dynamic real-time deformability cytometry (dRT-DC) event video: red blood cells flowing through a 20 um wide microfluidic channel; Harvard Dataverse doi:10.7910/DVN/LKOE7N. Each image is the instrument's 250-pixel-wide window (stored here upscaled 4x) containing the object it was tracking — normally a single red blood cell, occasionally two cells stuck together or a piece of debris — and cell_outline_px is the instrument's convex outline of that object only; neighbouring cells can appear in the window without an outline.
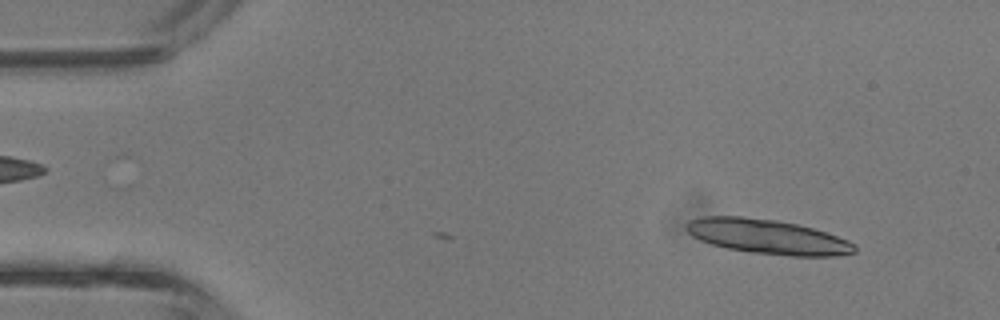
{"species": "common noctule bat (a hibernating species)", "species_latin": "Nyctalus noctula", "temperature_condition": "room temperature", "stored_images_in_passage": 3, "camera_frame_rate_fps": 3000, "um_per_image_px": 0.085, "animal": {"sex": "male", "body_mass_g": 13.3}, "frame": {"image": 1, "passage_image": 3, "time_ms": 0.667, "image_size_px": [1000, 320], "cell_outline_px": [[856, 252], [836, 256], [792, 256], [752, 252], [728, 248], [712, 244], [700, 240], [692, 236], [688, 232], [688, 220], [704, 216], [744, 216], [776, 220], [796, 224], [812, 228], [848, 240], [856, 244]], "centroid_in_image_um": [65.26, 20.11], "position_along_channel_um": 19.7, "area_um2": 33.7}}